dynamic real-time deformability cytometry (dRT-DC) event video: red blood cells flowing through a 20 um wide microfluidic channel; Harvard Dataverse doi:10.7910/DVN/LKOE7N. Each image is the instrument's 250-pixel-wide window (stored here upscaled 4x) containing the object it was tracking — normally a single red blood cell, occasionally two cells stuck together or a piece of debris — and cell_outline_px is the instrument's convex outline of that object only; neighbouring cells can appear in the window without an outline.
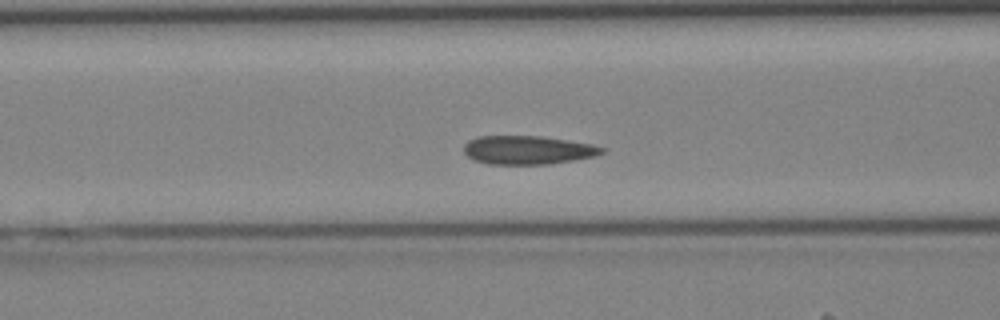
{"species": "Egyptian fruit bat (a non-hibernating species)", "species_latin": "Rousettus aegyptiacus", "temperature_condition": "cold", "stored_images_in_passage": 41, "camera_frame_rate_fps": 3000, "um_per_image_px": 0.085, "animal": {"sex": "female"}, "frame": {"image": 1, "passage_image": 16, "time_ms": 5.0, "image_size_px": [1000, 320], "cell_outline_px": [[604, 152], [592, 156], [572, 160], [548, 164], [488, 164], [476, 160], [468, 156], [464, 152], [464, 144], [468, 140], [476, 136], [540, 136], [568, 140], [592, 144], [604, 148]], "centroid_in_image_um": [44.82, 12.74], "position_along_channel_um": 121.8, "area_um2": 22.83}}
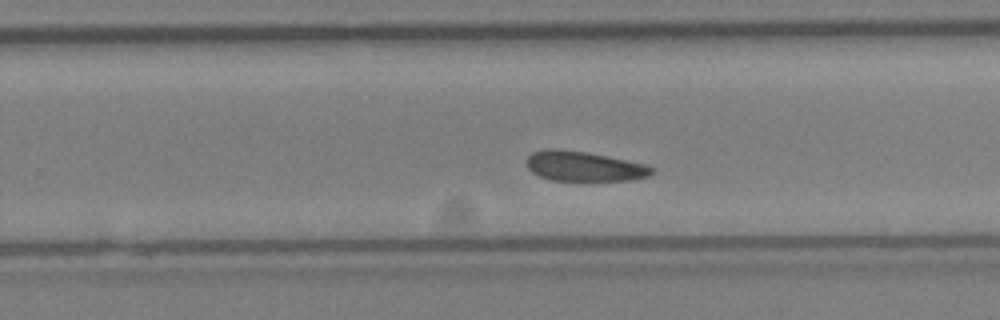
{"frame": {"image": 2, "passage_image": 26, "time_ms": 8.333, "image_size_px": [1000, 320], "cell_outline_px": [[652, 172], [648, 176], [632, 180], [552, 180], [540, 176], [532, 172], [524, 164], [524, 160], [532, 152], [548, 148], [556, 148], [588, 152], [644, 164], [652, 168]], "centroid_in_image_um": [49.55, 14.12], "position_along_channel_um": 280.2, "area_um2": 21.73}}
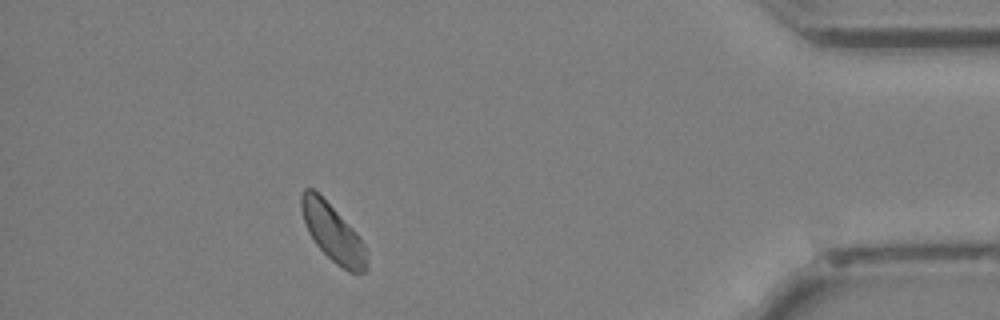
{"frame": {"image": 3, "passage_image": 37, "time_ms": 12.0, "image_size_px": [1000, 320], "cell_outline_px": [[368, 268], [364, 272], [348, 272], [336, 264], [316, 244], [308, 232], [300, 208], [300, 196], [304, 188], [312, 188], [356, 232], [364, 244], [368, 264]], "centroid_in_image_um": [28.28, 19.81], "position_along_channel_um": 406.9, "area_um2": 21.39}}